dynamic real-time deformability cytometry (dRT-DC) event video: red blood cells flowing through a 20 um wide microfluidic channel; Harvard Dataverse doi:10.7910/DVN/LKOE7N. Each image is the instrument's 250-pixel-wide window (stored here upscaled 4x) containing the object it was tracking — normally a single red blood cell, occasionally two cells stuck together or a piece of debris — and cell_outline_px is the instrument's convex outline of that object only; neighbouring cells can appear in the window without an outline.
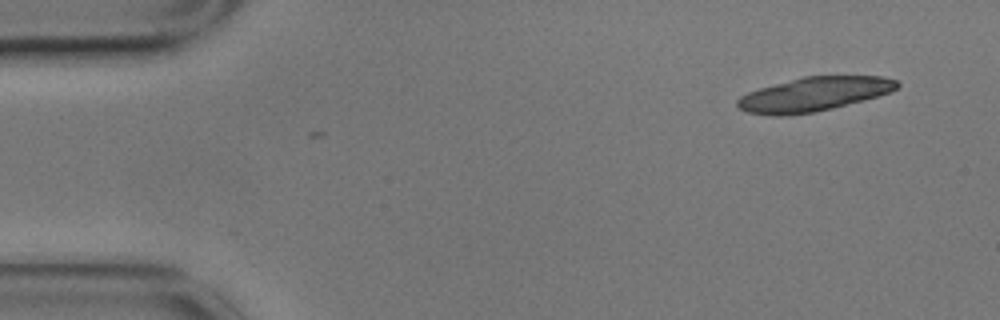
{"species": "common noctule bat (a hibernating species)", "species_latin": "Nyctalus noctula", "temperature_condition": "cold", "stored_images_in_passage": 2, "camera_frame_rate_fps": 3000, "um_per_image_px": 0.085, "animal": {"sex": "male", "body_mass_g": 17.9}, "frame": {"image": 1, "passage_image": 2, "time_ms": 0.333, "image_size_px": [1000, 320], "cell_outline_px": [[900, 84], [896, 88], [888, 92], [876, 96], [832, 108], [816, 112], [788, 116], [772, 116], [748, 112], [740, 108], [736, 104], [736, 100], [740, 96], [748, 92], [760, 88], [804, 76], [880, 76], [896, 80]], "centroid_in_image_um": [69.13, 8.02], "position_along_channel_um": 15.9, "area_um2": 31.39}}